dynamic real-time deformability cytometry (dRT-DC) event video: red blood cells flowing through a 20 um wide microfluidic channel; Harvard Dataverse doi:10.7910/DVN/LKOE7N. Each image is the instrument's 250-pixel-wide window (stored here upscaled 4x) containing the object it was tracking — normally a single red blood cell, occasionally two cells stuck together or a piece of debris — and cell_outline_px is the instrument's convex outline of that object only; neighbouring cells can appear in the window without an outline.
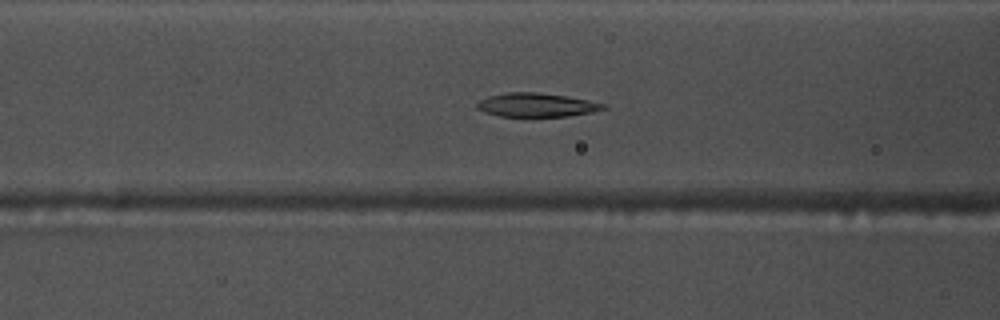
{"species": "common noctule bat (a hibernating species)", "species_latin": "Nyctalus noctula", "temperature_condition": "warm", "stored_images_in_passage": 54, "camera_frame_rate_fps": 3000, "um_per_image_px": 0.085, "animal": {"sex": "male", "body_mass_g": 17.5, "forearm_length_mm": 52.3}, "frame": {"image": 1, "passage_image": 21, "time_ms": 6.667, "image_size_px": [1000, 320], "cell_outline_px": [[608, 108], [568, 116], [500, 116], [484, 112], [476, 108], [476, 104], [480, 100], [488, 96], [508, 92], [536, 92], [564, 96], [588, 100], [608, 104]], "centroid_in_image_um": [45.59, 8.92], "position_along_channel_um": 121.0, "area_um2": 17.34}}
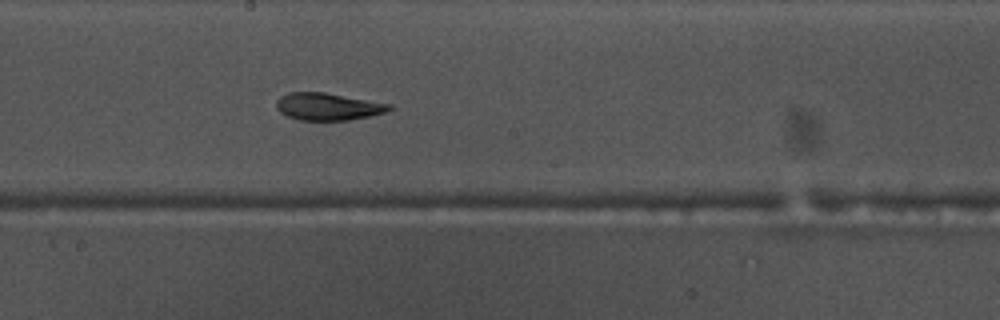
{"frame": {"image": 2, "passage_image": 29, "time_ms": 9.333, "image_size_px": [1000, 320], "cell_outline_px": [[392, 108], [388, 112], [348, 120], [300, 120], [288, 116], [280, 112], [276, 108], [276, 100], [280, 96], [288, 92], [324, 92], [392, 104]], "centroid_in_image_um": [27.87, 9.05], "position_along_channel_um": 220.3, "area_um2": 17.98}}
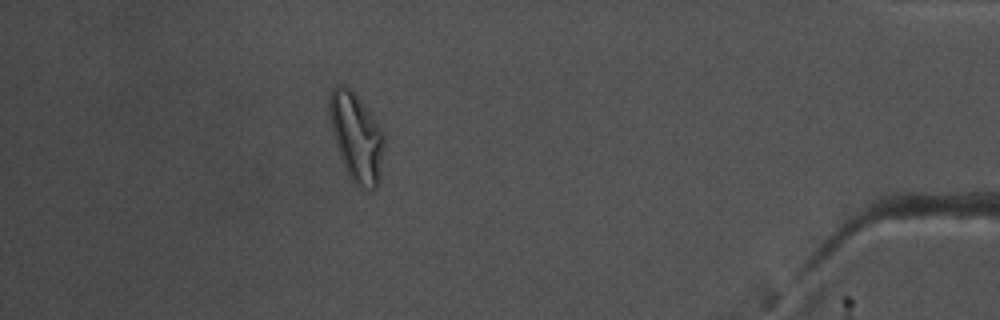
{"frame": {"image": 3, "passage_image": 48, "time_ms": 15.667, "image_size_px": [1000, 320], "cell_outline_px": [[384, 148], [380, 180], [376, 188], [360, 188], [352, 180], [340, 156], [336, 144], [328, 112], [328, 96], [332, 88], [336, 84], [344, 84], [352, 88], [372, 116], [380, 128], [384, 136]], "centroid_in_image_um": [30.29, 11.6], "position_along_channel_um": 404.9, "area_um2": 28.15}, "authors_computed_cell_mechanics": {"area_um2": 18.9295, "velocity_mm_per_s": 3.744, "shape_relaxation_time_tau1_ms": 3.0186, "shape_relaxation_time_tau2_ms": 2.0504, "deformation_change_tau1": 0.1713, "deformation_change_tau2": 0.0953}}